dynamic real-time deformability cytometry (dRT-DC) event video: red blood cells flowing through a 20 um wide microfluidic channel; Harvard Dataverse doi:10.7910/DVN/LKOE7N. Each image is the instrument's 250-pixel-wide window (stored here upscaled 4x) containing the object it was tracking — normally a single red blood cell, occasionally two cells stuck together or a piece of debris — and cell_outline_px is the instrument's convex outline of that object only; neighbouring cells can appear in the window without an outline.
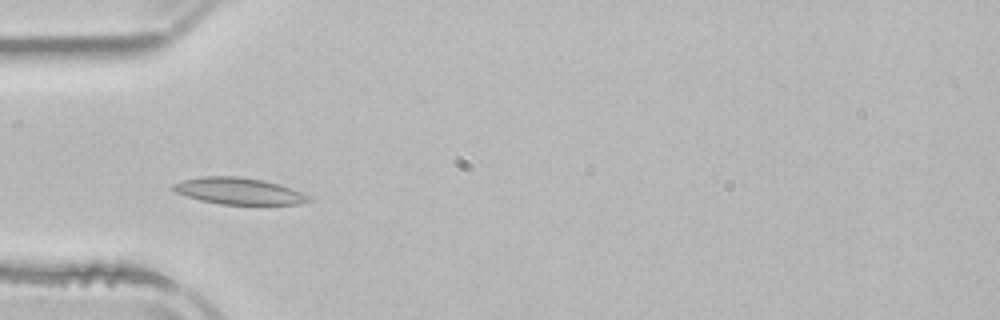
{"species": "common noctule bat (a hibernating species)", "species_latin": "Nyctalus noctula", "temperature_condition": "room temperature", "stored_images_in_passage": 4, "camera_frame_rate_fps": 3000, "um_per_image_px": 0.085, "animal": {"sex": "male", "body_mass_g": 21.5, "forearm_length_mm": 52.0}, "frame": {"image": 1, "passage_image": 3, "time_ms": 2.333, "image_size_px": [1000, 320], "cell_outline_px": [[312, 200], [300, 204], [220, 204], [200, 200], [176, 192], [172, 188], [172, 184], [184, 180], [200, 176], [236, 176], [264, 180], [300, 192], [308, 196]], "centroid_in_image_um": [20.25, 16.23], "position_along_channel_um": 64.7, "area_um2": 20.63}}
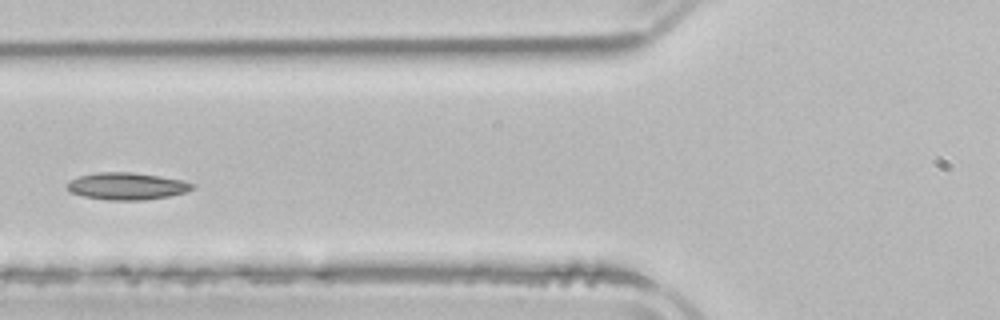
{"frame": {"image": 2, "passage_image": 4, "time_ms": 3.667, "image_size_px": [1000, 320], "cell_outline_px": [[196, 188], [184, 192], [168, 196], [144, 200], [108, 200], [84, 196], [72, 192], [64, 184], [68, 180], [80, 176], [96, 172], [132, 172], [160, 176], [180, 180], [196, 184]], "centroid_in_image_um": [10.77, 15.81], "position_along_channel_um": 115.0, "area_um2": 19.77}}